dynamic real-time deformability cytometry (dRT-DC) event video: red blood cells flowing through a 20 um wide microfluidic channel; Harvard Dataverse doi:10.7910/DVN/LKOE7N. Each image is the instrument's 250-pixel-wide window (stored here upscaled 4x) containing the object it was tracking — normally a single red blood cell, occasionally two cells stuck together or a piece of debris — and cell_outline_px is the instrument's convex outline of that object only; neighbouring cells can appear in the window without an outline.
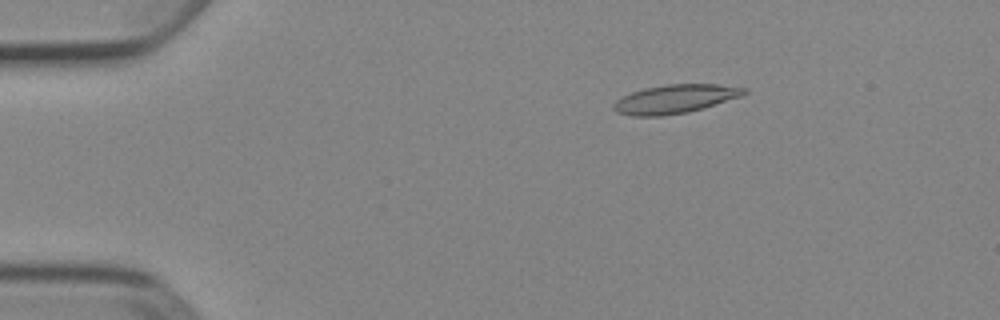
{"species": "Egyptian fruit bat (a non-hibernating species)", "species_latin": "Rousettus aegyptiacus", "temperature_condition": "cold", "stored_images_in_passage": 52, "camera_frame_rate_fps": 3000, "um_per_image_px": 0.085, "animal": {"sex": "female"}, "frame": {"image": 1, "passage_image": 9, "time_ms": 2.667, "image_size_px": [1000, 320], "cell_outline_px": [[748, 92], [740, 96], [704, 108], [688, 112], [660, 116], [632, 116], [616, 112], [612, 108], [612, 104], [616, 100], [632, 92], [644, 88], [668, 84], [716, 84], [748, 88]], "centroid_in_image_um": [57.37, 8.41], "position_along_channel_um": 27.6, "area_um2": 21.79}}
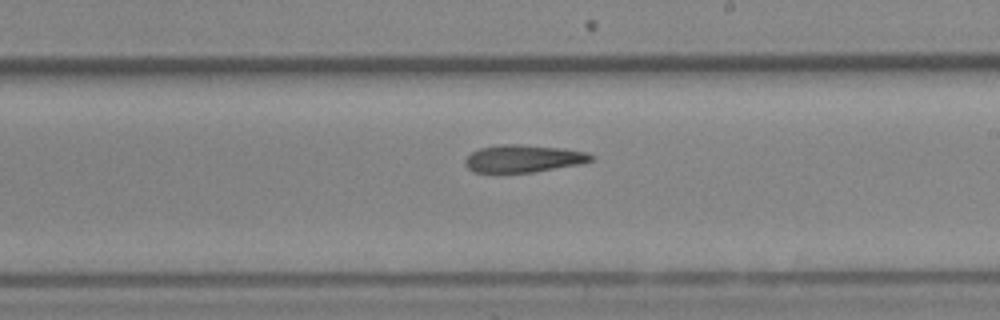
{"frame": {"image": 2, "passage_image": 31, "time_ms": 10.0, "image_size_px": [1000, 320], "cell_outline_px": [[596, 156], [592, 160], [580, 164], [532, 172], [472, 172], [464, 164], [464, 160], [472, 152], [480, 148], [504, 144], [520, 144], [564, 148], [588, 152]], "centroid_in_image_um": [44.51, 13.47], "position_along_channel_um": 244.5, "area_um2": 20.17}}
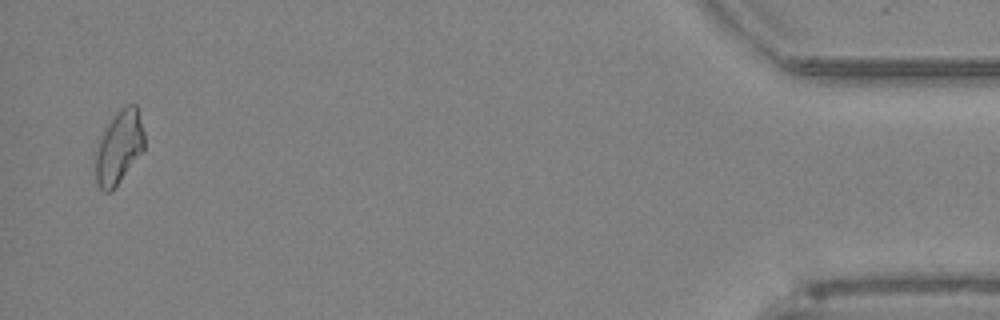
{"frame": {"image": 3, "passage_image": 51, "time_ms": 16.667, "image_size_px": [1000, 320], "cell_outline_px": [[144, 148], [112, 192], [104, 192], [96, 184], [96, 152], [100, 140], [108, 124], [116, 112], [120, 108], [128, 104], [136, 104], [144, 132]], "centroid_in_image_um": [10.12, 12.52], "position_along_channel_um": 425.1, "area_um2": 20.46}, "authors_computed_cell_mechanics": {"area_um2": 20.9236, "velocity_mm_per_s": 3.9094, "shape_relaxation_time_tau1_ms": null, "shape_relaxation_time_tau2_ms": 8.7448, "deformation_change_tau1": null, "deformation_change_tau2": 0.2095}}